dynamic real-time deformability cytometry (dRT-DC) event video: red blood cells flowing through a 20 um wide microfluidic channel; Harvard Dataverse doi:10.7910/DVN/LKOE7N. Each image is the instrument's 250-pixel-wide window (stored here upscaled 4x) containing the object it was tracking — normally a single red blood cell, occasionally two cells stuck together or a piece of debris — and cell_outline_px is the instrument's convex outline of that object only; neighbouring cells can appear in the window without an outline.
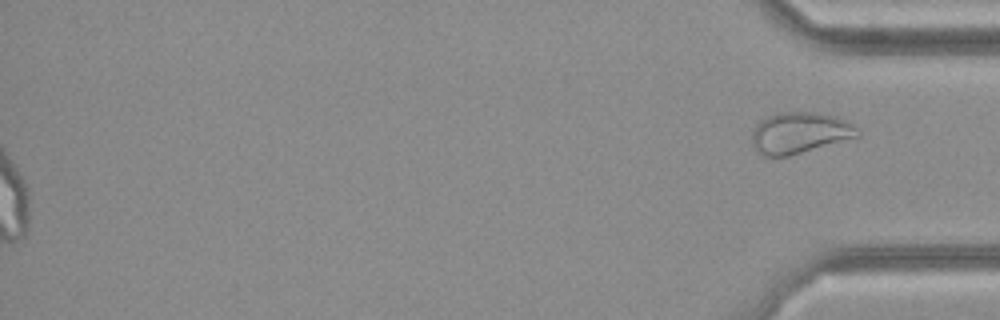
{"species": "common noctule bat (a hibernating species)", "species_latin": "Nyctalus noctula", "temperature_condition": "cold", "stored_images_in_passage": 37, "segment_of_instrument_passage": [2, 2], "camera_frame_rate_fps": 3000, "um_per_image_px": 0.085, "animal": {"sex": "female", "body_mass_g": 21.9}, "frame": {"image": 1, "passage_image": 37, "time_ms": 12.0, "image_size_px": [1000, 320], "cell_outline_px": [[860, 136], [788, 156], [764, 156], [756, 152], [752, 148], [752, 132], [756, 124], [760, 120], [776, 112], [816, 112], [832, 116], [844, 120], [852, 124], [860, 132]], "centroid_in_image_um": [67.92, 11.3], "position_along_channel_um": 367.3, "area_um2": 25.37}}